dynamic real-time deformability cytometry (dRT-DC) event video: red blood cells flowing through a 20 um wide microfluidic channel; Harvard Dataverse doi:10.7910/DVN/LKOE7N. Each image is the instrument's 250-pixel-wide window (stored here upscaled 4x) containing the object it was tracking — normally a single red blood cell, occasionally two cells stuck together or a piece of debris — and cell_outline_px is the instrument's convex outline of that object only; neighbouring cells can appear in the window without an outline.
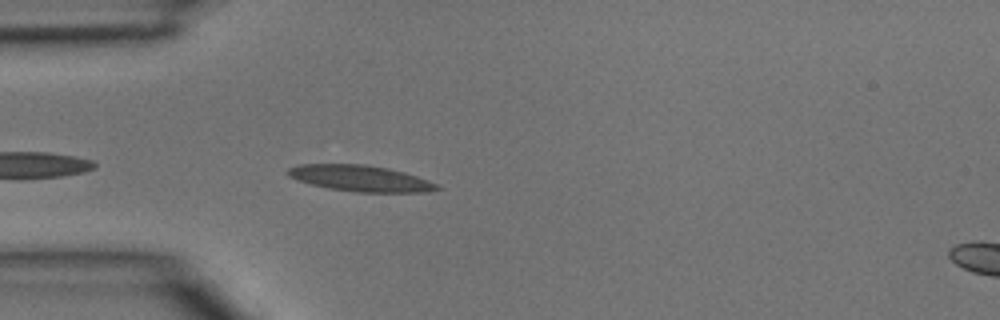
{"species": "common noctule bat (a hibernating species)", "species_latin": "Nyctalus noctula", "temperature_condition": "room temperature", "stored_images_in_passage": 18, "camera_frame_rate_fps": 3000, "um_per_image_px": 0.085, "animal": {"sex": "male", "body_mass_g": 15.6}, "frame": {"image": 1, "passage_image": 3, "time_ms": 0.667, "image_size_px": [1000, 320], "cell_outline_px": [[444, 188], [428, 192], [356, 192], [328, 188], [312, 184], [288, 176], [284, 172], [288, 168], [300, 164], [364, 164], [388, 168], [404, 172], [428, 180]], "centroid_in_image_um": [30.64, 15.16], "position_along_channel_um": 54.4, "area_um2": 22.66}}